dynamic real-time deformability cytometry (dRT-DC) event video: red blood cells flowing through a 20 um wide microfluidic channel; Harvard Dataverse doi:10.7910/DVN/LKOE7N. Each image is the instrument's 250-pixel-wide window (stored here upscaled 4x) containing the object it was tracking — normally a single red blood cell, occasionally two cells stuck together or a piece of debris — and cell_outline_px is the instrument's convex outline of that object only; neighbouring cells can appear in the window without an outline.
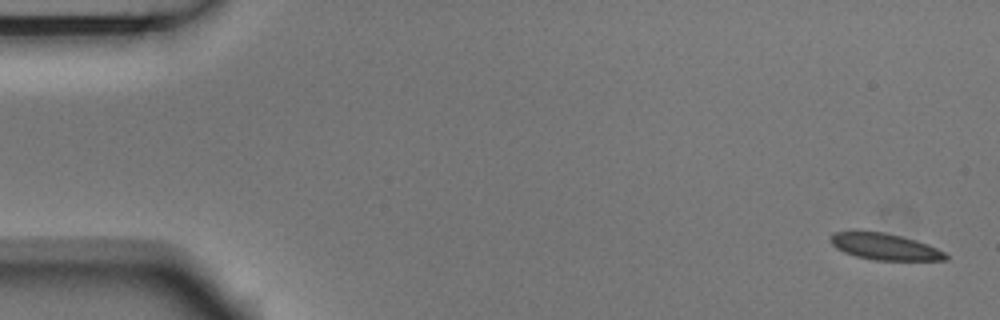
{"species": "Egyptian fruit bat (a non-hibernating species)", "species_latin": "Rousettus aegyptiacus", "temperature_condition": "room temperature", "stored_images_in_passage": 6, "camera_frame_rate_fps": 3000, "um_per_image_px": 0.085, "animal": {"sex": "male"}, "frame": {"image": 1, "passage_image": 1, "time_ms": 0.0, "image_size_px": [1000, 320], "cell_outline_px": [[948, 260], [872, 260], [856, 256], [844, 252], [836, 248], [828, 240], [828, 236], [832, 232], [856, 228], [884, 232], [916, 240], [928, 244], [944, 252], [948, 256]], "centroid_in_image_um": [75.08, 20.91], "position_along_channel_um": 9.9, "area_um2": 18.44}}